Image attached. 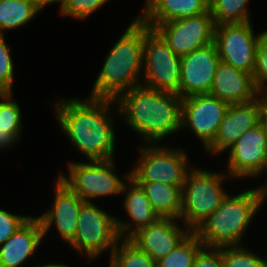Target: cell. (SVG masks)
Wrapping results in <instances>:
<instances>
[{
  "mask_svg": "<svg viewBox=\"0 0 267 267\" xmlns=\"http://www.w3.org/2000/svg\"><path fill=\"white\" fill-rule=\"evenodd\" d=\"M115 105L114 99L99 97L60 98L55 103L59 127L89 161L114 158L115 120L110 111Z\"/></svg>",
  "mask_w": 267,
  "mask_h": 267,
  "instance_id": "1",
  "label": "cell"
},
{
  "mask_svg": "<svg viewBox=\"0 0 267 267\" xmlns=\"http://www.w3.org/2000/svg\"><path fill=\"white\" fill-rule=\"evenodd\" d=\"M119 116L146 144H158L181 131L182 98L139 85L115 99Z\"/></svg>",
  "mask_w": 267,
  "mask_h": 267,
  "instance_id": "2",
  "label": "cell"
},
{
  "mask_svg": "<svg viewBox=\"0 0 267 267\" xmlns=\"http://www.w3.org/2000/svg\"><path fill=\"white\" fill-rule=\"evenodd\" d=\"M145 23L137 16L107 53L89 97L115 99L142 83Z\"/></svg>",
  "mask_w": 267,
  "mask_h": 267,
  "instance_id": "3",
  "label": "cell"
},
{
  "mask_svg": "<svg viewBox=\"0 0 267 267\" xmlns=\"http://www.w3.org/2000/svg\"><path fill=\"white\" fill-rule=\"evenodd\" d=\"M261 206L258 187L236 195L228 193L195 234L205 247L243 245L244 233Z\"/></svg>",
  "mask_w": 267,
  "mask_h": 267,
  "instance_id": "4",
  "label": "cell"
},
{
  "mask_svg": "<svg viewBox=\"0 0 267 267\" xmlns=\"http://www.w3.org/2000/svg\"><path fill=\"white\" fill-rule=\"evenodd\" d=\"M228 174L193 168L187 173L181 190V222L195 233L221 205L228 192L223 189Z\"/></svg>",
  "mask_w": 267,
  "mask_h": 267,
  "instance_id": "5",
  "label": "cell"
},
{
  "mask_svg": "<svg viewBox=\"0 0 267 267\" xmlns=\"http://www.w3.org/2000/svg\"><path fill=\"white\" fill-rule=\"evenodd\" d=\"M138 150L141 156L130 171L131 178L136 182H161L182 190L186 175L193 168L185 149L143 142Z\"/></svg>",
  "mask_w": 267,
  "mask_h": 267,
  "instance_id": "6",
  "label": "cell"
},
{
  "mask_svg": "<svg viewBox=\"0 0 267 267\" xmlns=\"http://www.w3.org/2000/svg\"><path fill=\"white\" fill-rule=\"evenodd\" d=\"M68 175L60 171L57 176L84 202L109 195H122L124 181L130 177V171L124 178L115 173L114 158L108 160H93L86 162H68Z\"/></svg>",
  "mask_w": 267,
  "mask_h": 267,
  "instance_id": "7",
  "label": "cell"
},
{
  "mask_svg": "<svg viewBox=\"0 0 267 267\" xmlns=\"http://www.w3.org/2000/svg\"><path fill=\"white\" fill-rule=\"evenodd\" d=\"M120 239L116 217L93 202H85L78 215L77 232L69 246L86 254L91 262L105 250L112 253Z\"/></svg>",
  "mask_w": 267,
  "mask_h": 267,
  "instance_id": "8",
  "label": "cell"
},
{
  "mask_svg": "<svg viewBox=\"0 0 267 267\" xmlns=\"http://www.w3.org/2000/svg\"><path fill=\"white\" fill-rule=\"evenodd\" d=\"M141 85L179 95L181 57L176 55L162 36L145 24L143 75Z\"/></svg>",
  "mask_w": 267,
  "mask_h": 267,
  "instance_id": "9",
  "label": "cell"
},
{
  "mask_svg": "<svg viewBox=\"0 0 267 267\" xmlns=\"http://www.w3.org/2000/svg\"><path fill=\"white\" fill-rule=\"evenodd\" d=\"M251 22L215 25L214 43L222 62L253 74L257 46L263 31L255 34Z\"/></svg>",
  "mask_w": 267,
  "mask_h": 267,
  "instance_id": "10",
  "label": "cell"
},
{
  "mask_svg": "<svg viewBox=\"0 0 267 267\" xmlns=\"http://www.w3.org/2000/svg\"><path fill=\"white\" fill-rule=\"evenodd\" d=\"M229 103L210 94L182 98L181 130L189 128L206 149L215 139Z\"/></svg>",
  "mask_w": 267,
  "mask_h": 267,
  "instance_id": "11",
  "label": "cell"
},
{
  "mask_svg": "<svg viewBox=\"0 0 267 267\" xmlns=\"http://www.w3.org/2000/svg\"><path fill=\"white\" fill-rule=\"evenodd\" d=\"M154 29L180 57L214 42L215 23L210 9L199 15L158 24Z\"/></svg>",
  "mask_w": 267,
  "mask_h": 267,
  "instance_id": "12",
  "label": "cell"
},
{
  "mask_svg": "<svg viewBox=\"0 0 267 267\" xmlns=\"http://www.w3.org/2000/svg\"><path fill=\"white\" fill-rule=\"evenodd\" d=\"M227 150L226 172L231 179H252L267 173V142L259 124L246 131Z\"/></svg>",
  "mask_w": 267,
  "mask_h": 267,
  "instance_id": "13",
  "label": "cell"
},
{
  "mask_svg": "<svg viewBox=\"0 0 267 267\" xmlns=\"http://www.w3.org/2000/svg\"><path fill=\"white\" fill-rule=\"evenodd\" d=\"M219 62L214 42L181 57L179 96L209 94Z\"/></svg>",
  "mask_w": 267,
  "mask_h": 267,
  "instance_id": "14",
  "label": "cell"
},
{
  "mask_svg": "<svg viewBox=\"0 0 267 267\" xmlns=\"http://www.w3.org/2000/svg\"><path fill=\"white\" fill-rule=\"evenodd\" d=\"M56 179L54 203L50 210L37 218L43 229L44 237L54 225L59 237L69 244L77 232L78 215L85 202L58 177Z\"/></svg>",
  "mask_w": 267,
  "mask_h": 267,
  "instance_id": "15",
  "label": "cell"
},
{
  "mask_svg": "<svg viewBox=\"0 0 267 267\" xmlns=\"http://www.w3.org/2000/svg\"><path fill=\"white\" fill-rule=\"evenodd\" d=\"M263 107V92L251 102L230 104L219 125L217 135L205 149L206 152L219 155L227 151L246 131L259 124Z\"/></svg>",
  "mask_w": 267,
  "mask_h": 267,
  "instance_id": "16",
  "label": "cell"
},
{
  "mask_svg": "<svg viewBox=\"0 0 267 267\" xmlns=\"http://www.w3.org/2000/svg\"><path fill=\"white\" fill-rule=\"evenodd\" d=\"M177 221L178 219L174 218H159L155 223L134 233L129 240L153 260L158 261L190 233L184 224L180 226Z\"/></svg>",
  "mask_w": 267,
  "mask_h": 267,
  "instance_id": "17",
  "label": "cell"
},
{
  "mask_svg": "<svg viewBox=\"0 0 267 267\" xmlns=\"http://www.w3.org/2000/svg\"><path fill=\"white\" fill-rule=\"evenodd\" d=\"M209 94L229 104L247 103L261 95L253 74L234 68L220 60Z\"/></svg>",
  "mask_w": 267,
  "mask_h": 267,
  "instance_id": "18",
  "label": "cell"
},
{
  "mask_svg": "<svg viewBox=\"0 0 267 267\" xmlns=\"http://www.w3.org/2000/svg\"><path fill=\"white\" fill-rule=\"evenodd\" d=\"M121 194H124L122 201L124 211L132 222L116 218L117 229L121 238L129 239L134 233L155 223L160 218L151 207L144 190L133 178L129 177L125 181ZM133 223L134 227L132 228L131 224Z\"/></svg>",
  "mask_w": 267,
  "mask_h": 267,
  "instance_id": "19",
  "label": "cell"
},
{
  "mask_svg": "<svg viewBox=\"0 0 267 267\" xmlns=\"http://www.w3.org/2000/svg\"><path fill=\"white\" fill-rule=\"evenodd\" d=\"M44 238L39 219L30 217L5 242L0 244V267H20L34 255Z\"/></svg>",
  "mask_w": 267,
  "mask_h": 267,
  "instance_id": "20",
  "label": "cell"
},
{
  "mask_svg": "<svg viewBox=\"0 0 267 267\" xmlns=\"http://www.w3.org/2000/svg\"><path fill=\"white\" fill-rule=\"evenodd\" d=\"M144 4L137 17L153 29L158 24L199 15L209 9L205 0H145Z\"/></svg>",
  "mask_w": 267,
  "mask_h": 267,
  "instance_id": "21",
  "label": "cell"
},
{
  "mask_svg": "<svg viewBox=\"0 0 267 267\" xmlns=\"http://www.w3.org/2000/svg\"><path fill=\"white\" fill-rule=\"evenodd\" d=\"M160 218L181 220V189L161 182H137Z\"/></svg>",
  "mask_w": 267,
  "mask_h": 267,
  "instance_id": "22",
  "label": "cell"
},
{
  "mask_svg": "<svg viewBox=\"0 0 267 267\" xmlns=\"http://www.w3.org/2000/svg\"><path fill=\"white\" fill-rule=\"evenodd\" d=\"M39 11L32 0H1L0 35H5L4 31L26 25Z\"/></svg>",
  "mask_w": 267,
  "mask_h": 267,
  "instance_id": "23",
  "label": "cell"
},
{
  "mask_svg": "<svg viewBox=\"0 0 267 267\" xmlns=\"http://www.w3.org/2000/svg\"><path fill=\"white\" fill-rule=\"evenodd\" d=\"M204 247L195 233L190 232L156 267H193L198 252Z\"/></svg>",
  "mask_w": 267,
  "mask_h": 267,
  "instance_id": "24",
  "label": "cell"
},
{
  "mask_svg": "<svg viewBox=\"0 0 267 267\" xmlns=\"http://www.w3.org/2000/svg\"><path fill=\"white\" fill-rule=\"evenodd\" d=\"M109 256L115 267H156V261L129 239L121 238Z\"/></svg>",
  "mask_w": 267,
  "mask_h": 267,
  "instance_id": "25",
  "label": "cell"
},
{
  "mask_svg": "<svg viewBox=\"0 0 267 267\" xmlns=\"http://www.w3.org/2000/svg\"><path fill=\"white\" fill-rule=\"evenodd\" d=\"M250 0H213L209 4L215 25L250 22L248 3Z\"/></svg>",
  "mask_w": 267,
  "mask_h": 267,
  "instance_id": "26",
  "label": "cell"
},
{
  "mask_svg": "<svg viewBox=\"0 0 267 267\" xmlns=\"http://www.w3.org/2000/svg\"><path fill=\"white\" fill-rule=\"evenodd\" d=\"M223 267H267L266 257L259 256L243 245L219 247Z\"/></svg>",
  "mask_w": 267,
  "mask_h": 267,
  "instance_id": "27",
  "label": "cell"
},
{
  "mask_svg": "<svg viewBox=\"0 0 267 267\" xmlns=\"http://www.w3.org/2000/svg\"><path fill=\"white\" fill-rule=\"evenodd\" d=\"M13 92L0 93V127L23 128L21 108L13 100ZM2 100V101H1Z\"/></svg>",
  "mask_w": 267,
  "mask_h": 267,
  "instance_id": "28",
  "label": "cell"
},
{
  "mask_svg": "<svg viewBox=\"0 0 267 267\" xmlns=\"http://www.w3.org/2000/svg\"><path fill=\"white\" fill-rule=\"evenodd\" d=\"M109 0H64L59 12L61 15L84 20L100 9Z\"/></svg>",
  "mask_w": 267,
  "mask_h": 267,
  "instance_id": "29",
  "label": "cell"
},
{
  "mask_svg": "<svg viewBox=\"0 0 267 267\" xmlns=\"http://www.w3.org/2000/svg\"><path fill=\"white\" fill-rule=\"evenodd\" d=\"M5 35H0V93L13 92L14 63L11 57V45L6 44Z\"/></svg>",
  "mask_w": 267,
  "mask_h": 267,
  "instance_id": "30",
  "label": "cell"
},
{
  "mask_svg": "<svg viewBox=\"0 0 267 267\" xmlns=\"http://www.w3.org/2000/svg\"><path fill=\"white\" fill-rule=\"evenodd\" d=\"M253 78L261 92L267 91V30L263 31L259 39Z\"/></svg>",
  "mask_w": 267,
  "mask_h": 267,
  "instance_id": "31",
  "label": "cell"
},
{
  "mask_svg": "<svg viewBox=\"0 0 267 267\" xmlns=\"http://www.w3.org/2000/svg\"><path fill=\"white\" fill-rule=\"evenodd\" d=\"M31 216L16 215L0 209V244L5 243Z\"/></svg>",
  "mask_w": 267,
  "mask_h": 267,
  "instance_id": "32",
  "label": "cell"
},
{
  "mask_svg": "<svg viewBox=\"0 0 267 267\" xmlns=\"http://www.w3.org/2000/svg\"><path fill=\"white\" fill-rule=\"evenodd\" d=\"M193 267H223L219 247H203L197 254Z\"/></svg>",
  "mask_w": 267,
  "mask_h": 267,
  "instance_id": "33",
  "label": "cell"
},
{
  "mask_svg": "<svg viewBox=\"0 0 267 267\" xmlns=\"http://www.w3.org/2000/svg\"><path fill=\"white\" fill-rule=\"evenodd\" d=\"M23 128H1L0 127V151L15 146L20 140Z\"/></svg>",
  "mask_w": 267,
  "mask_h": 267,
  "instance_id": "34",
  "label": "cell"
},
{
  "mask_svg": "<svg viewBox=\"0 0 267 267\" xmlns=\"http://www.w3.org/2000/svg\"><path fill=\"white\" fill-rule=\"evenodd\" d=\"M32 1L34 2L35 6L40 10V12L46 7V5L49 6V4L59 3L61 8L64 3V0H32Z\"/></svg>",
  "mask_w": 267,
  "mask_h": 267,
  "instance_id": "35",
  "label": "cell"
},
{
  "mask_svg": "<svg viewBox=\"0 0 267 267\" xmlns=\"http://www.w3.org/2000/svg\"><path fill=\"white\" fill-rule=\"evenodd\" d=\"M259 125L261 126L262 131L265 134L267 142V109L265 107L261 109L259 116Z\"/></svg>",
  "mask_w": 267,
  "mask_h": 267,
  "instance_id": "36",
  "label": "cell"
},
{
  "mask_svg": "<svg viewBox=\"0 0 267 267\" xmlns=\"http://www.w3.org/2000/svg\"><path fill=\"white\" fill-rule=\"evenodd\" d=\"M259 188L260 196H261V205L265 203V200L267 198V182L266 184H261Z\"/></svg>",
  "mask_w": 267,
  "mask_h": 267,
  "instance_id": "37",
  "label": "cell"
},
{
  "mask_svg": "<svg viewBox=\"0 0 267 267\" xmlns=\"http://www.w3.org/2000/svg\"><path fill=\"white\" fill-rule=\"evenodd\" d=\"M35 267H69L68 265L62 264V263H47V264H43V265H39V266H35Z\"/></svg>",
  "mask_w": 267,
  "mask_h": 267,
  "instance_id": "38",
  "label": "cell"
},
{
  "mask_svg": "<svg viewBox=\"0 0 267 267\" xmlns=\"http://www.w3.org/2000/svg\"><path fill=\"white\" fill-rule=\"evenodd\" d=\"M263 106L267 109V91L263 92Z\"/></svg>",
  "mask_w": 267,
  "mask_h": 267,
  "instance_id": "39",
  "label": "cell"
},
{
  "mask_svg": "<svg viewBox=\"0 0 267 267\" xmlns=\"http://www.w3.org/2000/svg\"><path fill=\"white\" fill-rule=\"evenodd\" d=\"M108 267H115V266L109 261V266Z\"/></svg>",
  "mask_w": 267,
  "mask_h": 267,
  "instance_id": "40",
  "label": "cell"
},
{
  "mask_svg": "<svg viewBox=\"0 0 267 267\" xmlns=\"http://www.w3.org/2000/svg\"><path fill=\"white\" fill-rule=\"evenodd\" d=\"M208 4H210L213 0H205Z\"/></svg>",
  "mask_w": 267,
  "mask_h": 267,
  "instance_id": "41",
  "label": "cell"
}]
</instances>
